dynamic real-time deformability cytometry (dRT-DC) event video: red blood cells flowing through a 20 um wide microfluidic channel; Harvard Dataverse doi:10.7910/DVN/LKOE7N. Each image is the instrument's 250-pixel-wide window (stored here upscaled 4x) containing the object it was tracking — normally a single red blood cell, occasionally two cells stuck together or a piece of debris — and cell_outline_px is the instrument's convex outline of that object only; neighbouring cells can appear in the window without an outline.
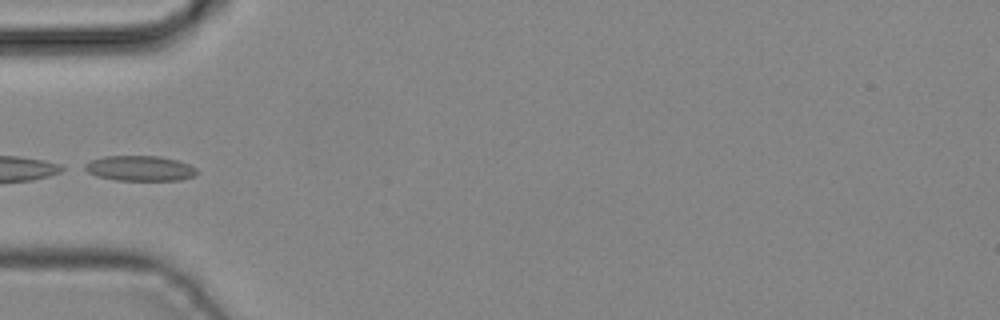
{"species": "common noctule bat (a hibernating species)", "species_latin": "Nyctalus noctula", "temperature_condition": "cold", "stored_images_in_passage": 3, "camera_frame_rate_fps": 3000, "um_per_image_px": 0.085, "animal": {"sex": "male", "body_mass_g": 19.2, "forearm_length_mm": 51.8}, "frame": {"image": 1, "passage_image": 3, "time_ms": 0.667, "image_size_px": [1000, 320], "cell_outline_px": [[200, 172], [196, 176], [180, 180], [116, 180], [96, 176], [80, 168], [84, 164], [92, 160], [104, 156], [160, 156], [180, 160], [196, 168]], "centroid_in_image_um": [11.91, 14.31], "position_along_channel_um": 73.1, "area_um2": 16.76}}